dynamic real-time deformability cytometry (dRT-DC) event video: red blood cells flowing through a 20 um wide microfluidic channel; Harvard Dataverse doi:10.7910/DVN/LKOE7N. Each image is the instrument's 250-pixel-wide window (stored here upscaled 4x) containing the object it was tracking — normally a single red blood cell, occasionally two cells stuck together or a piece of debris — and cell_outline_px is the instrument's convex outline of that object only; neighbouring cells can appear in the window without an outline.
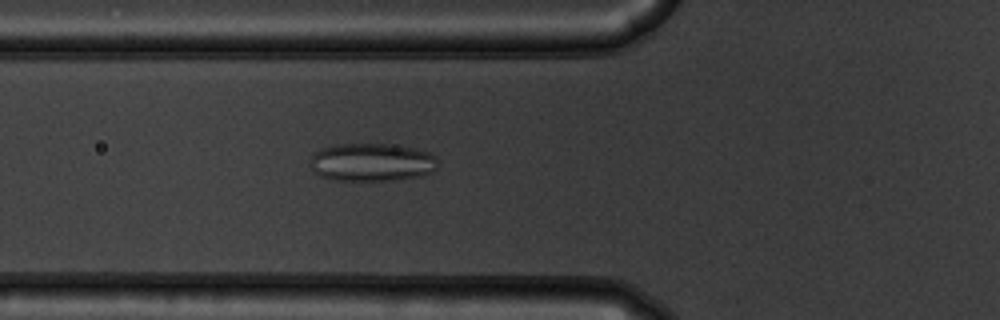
{"species": "common noctule bat (a hibernating species)", "species_latin": "Nyctalus noctula", "temperature_condition": "warm", "stored_images_in_passage": 54, "camera_frame_rate_fps": 3000, "um_per_image_px": 0.085, "animal": {"sex": "male", "body_mass_g": 19.5, "forearm_length_mm": 54.6}, "frame": {"image": 1, "passage_image": 20, "time_ms": 6.333, "image_size_px": [1000, 320], "cell_outline_px": [[440, 160], [436, 168], [432, 172], [424, 176], [396, 180], [332, 180], [320, 176], [312, 168], [312, 152], [320, 148], [340, 144], [388, 144], [412, 148], [428, 152], [436, 156]], "centroid_in_image_um": [31.65, 13.8], "position_along_channel_um": 94.2, "area_um2": 28.5}}
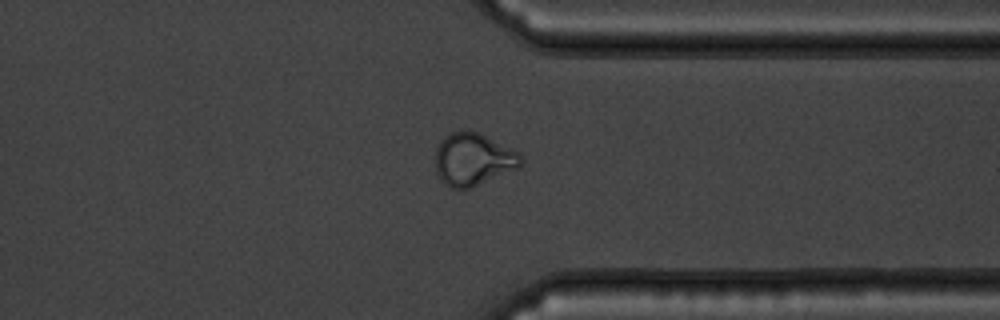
{"frame": {"image": 2, "passage_image": 42, "time_ms": 13.667, "image_size_px": [1000, 320], "cell_outline_px": [[524, 160], [516, 168], [468, 188], [452, 188], [444, 184], [440, 180], [436, 172], [436, 148], [440, 140], [452, 132], [480, 132], [520, 152]], "centroid_in_image_um": [40.21, 13.53], "position_along_channel_um": 371.2, "area_um2": 25.84}}
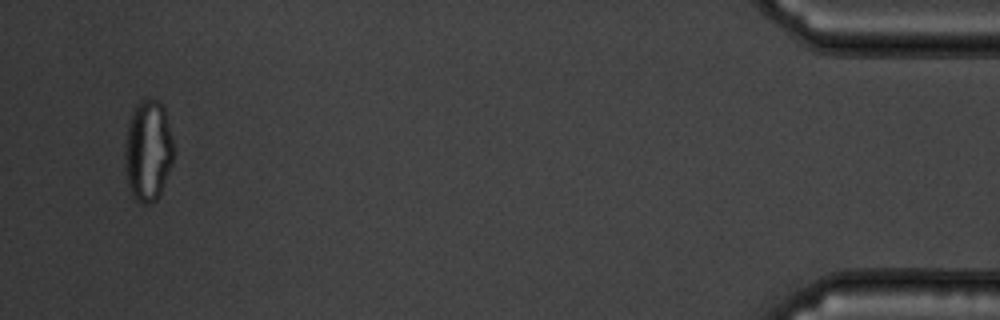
{"frame": {"image": 3, "passage_image": 52, "time_ms": 17.0, "image_size_px": [1000, 320], "cell_outline_px": [[172, 164], [160, 192], [156, 200], [152, 204], [144, 204], [136, 200], [128, 188], [124, 168], [124, 148], [128, 120], [136, 104], [140, 100], [160, 100], [164, 108], [172, 140]], "centroid_in_image_um": [12.54, 12.82], "position_along_channel_um": 422.7, "area_um2": 28.84}}